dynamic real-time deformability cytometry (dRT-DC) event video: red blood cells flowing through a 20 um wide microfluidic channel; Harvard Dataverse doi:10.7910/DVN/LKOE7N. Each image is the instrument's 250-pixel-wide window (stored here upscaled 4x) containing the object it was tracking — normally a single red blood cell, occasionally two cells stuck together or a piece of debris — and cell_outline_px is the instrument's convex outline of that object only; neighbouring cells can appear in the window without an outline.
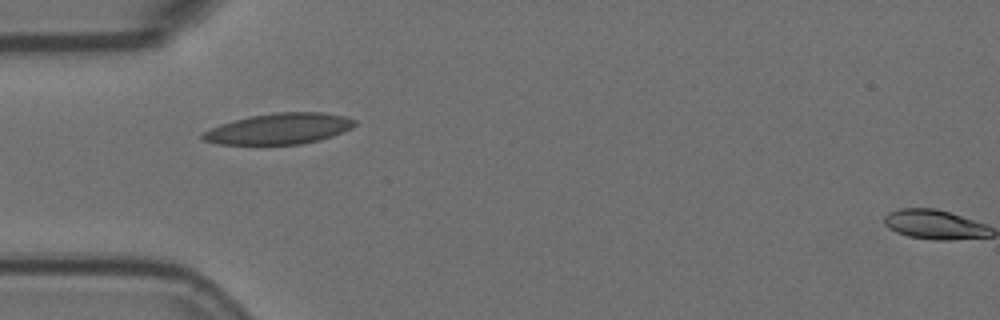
{"species": "Egyptian fruit bat (a non-hibernating species)", "species_latin": "Rousettus aegyptiacus", "temperature_condition": "room temperature", "stored_images_in_passage": 2, "camera_frame_rate_fps": 3000, "um_per_image_px": 0.085, "animal": {"sex": "female"}, "frame": {"image": 1, "passage_image": 1, "time_ms": 0.0, "image_size_px": [1000, 320], "cell_outline_px": [[356, 124], [352, 128], [344, 132], [320, 140], [300, 144], [216, 144], [204, 140], [200, 136], [204, 132], [220, 124], [248, 116], [276, 112], [320, 112], [344, 116], [356, 120]], "centroid_in_image_um": [23.75, 10.94], "position_along_channel_um": 61.3, "area_um2": 27.34}}
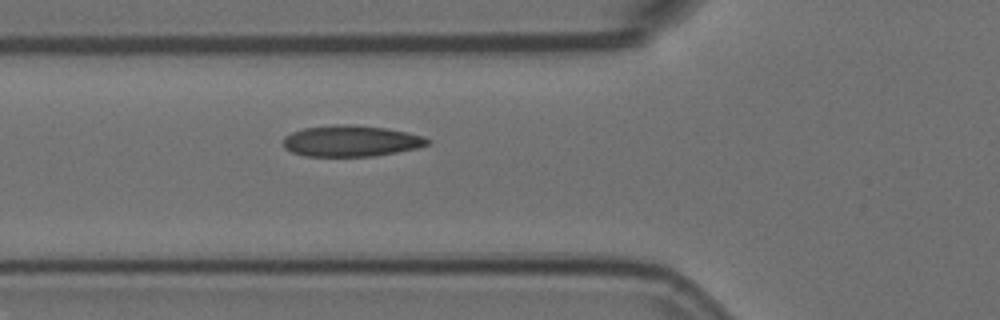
{"frame": {"image": 2, "passage_image": 2, "time_ms": 0.333, "image_size_px": [1000, 320], "cell_outline_px": [[432, 140], [428, 144], [416, 148], [376, 156], [304, 156], [292, 152], [284, 148], [284, 136], [292, 132], [304, 128], [332, 124], [344, 124], [384, 128], [424, 136]], "centroid_in_image_um": [29.81, 11.99], "position_along_channel_um": 96.0, "area_um2": 26.07}}